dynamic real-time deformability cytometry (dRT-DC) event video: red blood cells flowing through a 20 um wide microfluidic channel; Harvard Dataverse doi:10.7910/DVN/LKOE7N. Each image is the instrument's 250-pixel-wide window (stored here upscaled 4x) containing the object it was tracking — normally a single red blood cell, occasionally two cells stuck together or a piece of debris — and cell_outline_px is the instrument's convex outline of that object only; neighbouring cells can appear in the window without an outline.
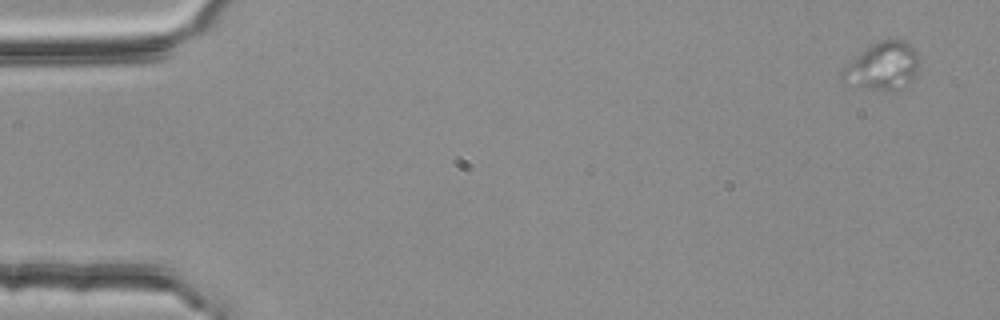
{"species": "common noctule bat (a hibernating species)", "species_latin": "Nyctalus noctula", "temperature_condition": "room temperature", "stored_images_in_passage": 4, "segment_of_instrument_passage": [2, 2], "camera_frame_rate_fps": 3000, "um_per_image_px": 0.085, "animal": {"sex": "female", "body_mass_g": 25.1}, "frame": {"image": 1, "passage_image": 4, "time_ms": 1.0, "image_size_px": [1000, 320], "cell_outline_px": [[916, 72], [908, 84], [904, 88], [884, 92], [868, 88], [840, 80], [840, 72], [868, 44], [888, 36], [904, 40], [916, 52]], "centroid_in_image_um": [75.0, 5.58], "position_along_channel_um": 10.0, "area_um2": 21.5}}